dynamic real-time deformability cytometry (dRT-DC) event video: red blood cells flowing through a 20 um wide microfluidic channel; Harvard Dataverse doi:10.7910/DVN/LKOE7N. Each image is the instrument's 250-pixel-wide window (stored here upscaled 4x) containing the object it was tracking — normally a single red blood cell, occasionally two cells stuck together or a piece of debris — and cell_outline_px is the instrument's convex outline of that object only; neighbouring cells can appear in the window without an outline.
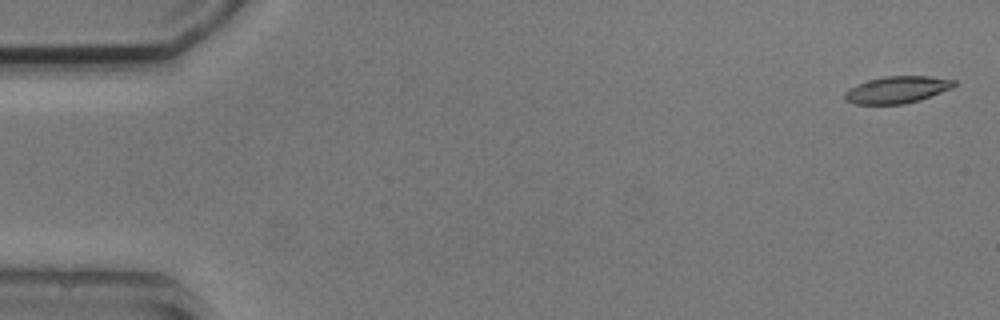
{"species": "common noctule bat (a hibernating species)", "species_latin": "Nyctalus noctula", "temperature_condition": "cold", "stored_images_in_passage": 4, "camera_frame_rate_fps": 3000, "um_per_image_px": 0.085, "animal": {"sex": "male", "body_mass_g": 20.5, "forearm_length_mm": 52.5}, "frame": {"image": 1, "passage_image": 1, "time_ms": 0.0, "image_size_px": [1000, 320], "cell_outline_px": [[956, 84], [952, 88], [920, 100], [904, 104], [856, 104], [844, 100], [844, 92], [848, 88], [856, 84], [868, 80], [884, 76], [928, 76], [956, 80]], "centroid_in_image_um": [76.22, 7.62], "position_along_channel_um": 8.8, "area_um2": 17.28}}